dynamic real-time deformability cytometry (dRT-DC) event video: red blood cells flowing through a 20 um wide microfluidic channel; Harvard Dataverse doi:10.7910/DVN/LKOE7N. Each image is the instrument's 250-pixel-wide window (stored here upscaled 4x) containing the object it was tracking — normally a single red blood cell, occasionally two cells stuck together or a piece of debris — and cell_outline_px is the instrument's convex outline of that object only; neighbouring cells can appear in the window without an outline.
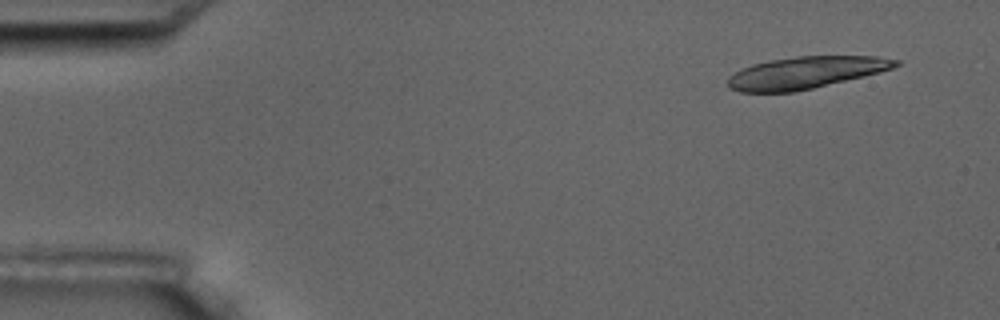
{"species": "common noctule bat (a hibernating species)", "species_latin": "Nyctalus noctula", "temperature_condition": "room temperature", "stored_images_in_passage": 5, "camera_frame_rate_fps": 3000, "um_per_image_px": 0.085, "animal": {"sex": "male", "body_mass_g": 17.5, "forearm_length_mm": 52.3}, "frame": {"image": 1, "passage_image": 1, "time_ms": 0.0, "image_size_px": [1000, 320], "cell_outline_px": [[900, 64], [892, 68], [880, 72], [864, 76], [812, 88], [792, 92], [740, 92], [728, 88], [728, 76], [752, 64], [768, 60], [796, 56], [880, 56], [900, 60]], "centroid_in_image_um": [68.48, 6.16], "position_along_channel_um": 16.5, "area_um2": 31.21}}